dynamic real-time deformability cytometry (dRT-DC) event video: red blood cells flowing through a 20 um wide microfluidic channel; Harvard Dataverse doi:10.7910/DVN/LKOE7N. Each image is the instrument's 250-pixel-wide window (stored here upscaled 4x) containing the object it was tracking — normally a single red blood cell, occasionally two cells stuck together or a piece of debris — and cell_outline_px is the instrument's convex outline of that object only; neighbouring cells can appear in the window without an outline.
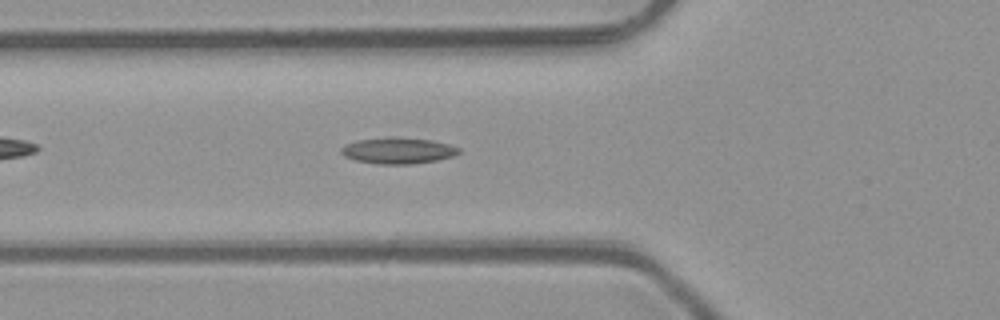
{"species": "common noctule bat (a hibernating species)", "species_latin": "Nyctalus noctula", "temperature_condition": "room temperature", "stored_images_in_passage": 32, "camera_frame_rate_fps": 3000, "um_per_image_px": 0.085, "animal": {"sex": "male", "body_mass_g": 23.1, "forearm_length_mm": 52.7}, "frame": {"image": 1, "passage_image": 6, "time_ms": 1.667, "image_size_px": [1000, 320], "cell_outline_px": [[460, 152], [452, 156], [436, 160], [408, 164], [376, 164], [356, 160], [344, 156], [340, 152], [340, 148], [344, 144], [356, 140], [392, 136], [432, 140], [448, 144], [460, 148]], "centroid_in_image_um": [33.78, 12.79], "position_along_channel_um": 92.0, "area_um2": 18.03}}
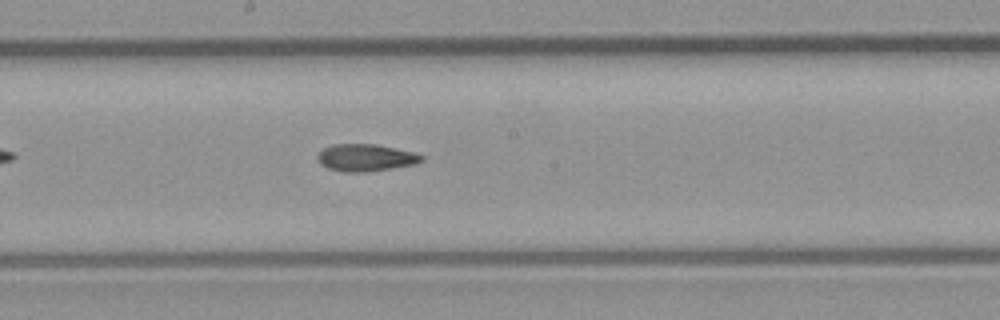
{"frame": {"image": 2, "passage_image": 15, "time_ms": 4.667, "image_size_px": [1000, 320], "cell_outline_px": [[424, 160], [416, 164], [392, 168], [364, 172], [344, 172], [328, 168], [320, 164], [316, 156], [324, 148], [332, 144], [376, 144], [416, 152], [424, 156]], "centroid_in_image_um": [31.11, 13.4], "position_along_channel_um": 217.1, "area_um2": 16.59}}
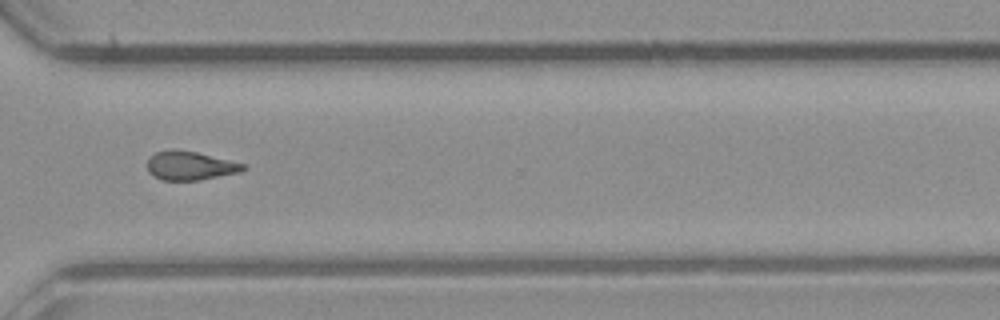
{"frame": {"image": 3, "passage_image": 25, "time_ms": 8.0, "image_size_px": [1000, 320], "cell_outline_px": [[248, 168], [240, 172], [200, 180], [160, 180], [152, 176], [148, 172], [148, 160], [156, 152], [172, 148], [176, 148], [196, 152], [248, 164]], "centroid_in_image_um": [16.19, 14.08], "position_along_channel_um": 354.4, "area_um2": 16.36}, "authors_computed_cell_mechanics": {"area_um2": 16.6175, "velocity_mm_per_s": 4.1305, "shape_relaxation_time_tau1_ms": null, "shape_relaxation_time_tau2_ms": 6.8477, "deformation_change_tau1": null, "deformation_change_tau2": 0.1783}}